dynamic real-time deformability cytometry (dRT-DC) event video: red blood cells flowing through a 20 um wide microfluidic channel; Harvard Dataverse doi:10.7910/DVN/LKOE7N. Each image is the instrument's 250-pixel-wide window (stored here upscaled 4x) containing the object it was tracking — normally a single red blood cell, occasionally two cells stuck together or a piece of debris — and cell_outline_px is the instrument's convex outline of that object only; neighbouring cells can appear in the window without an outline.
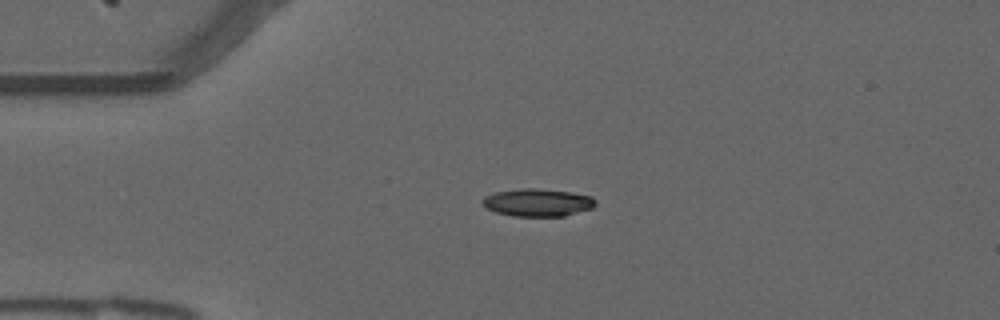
{"species": "common noctule bat (a hibernating species)", "species_latin": "Nyctalus noctula", "temperature_condition": "warm", "stored_images_in_passage": 43, "camera_frame_rate_fps": 3000, "um_per_image_px": 0.085, "animal": {"sex": "male", "forearm_length_mm": 52.5}, "frame": {"image": 1, "passage_image": 1, "time_ms": 0.0, "image_size_px": [1000, 320], "cell_outline_px": [[596, 204], [592, 208], [564, 216], [512, 216], [496, 212], [488, 208], [480, 200], [484, 196], [496, 192], [524, 188], [532, 188], [572, 192], [592, 196], [596, 200]], "centroid_in_image_um": [45.72, 17.21], "position_along_channel_um": 39.3, "area_um2": 18.15}}
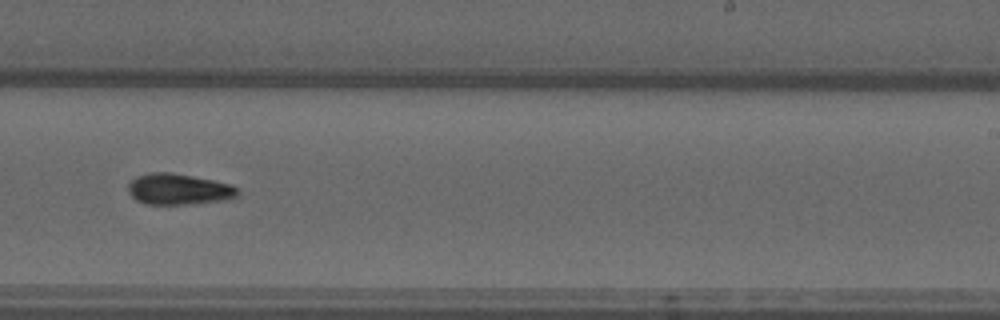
{"frame": {"image": 2, "passage_image": 22, "time_ms": 7.0, "image_size_px": [1000, 320], "cell_outline_px": [[236, 196], [228, 200], [184, 204], [144, 204], [136, 200], [128, 192], [128, 184], [136, 176], [148, 172], [172, 172], [232, 184], [236, 188]], "centroid_in_image_um": [15.14, 16.07], "position_along_channel_um": 273.9, "area_um2": 19.77}}
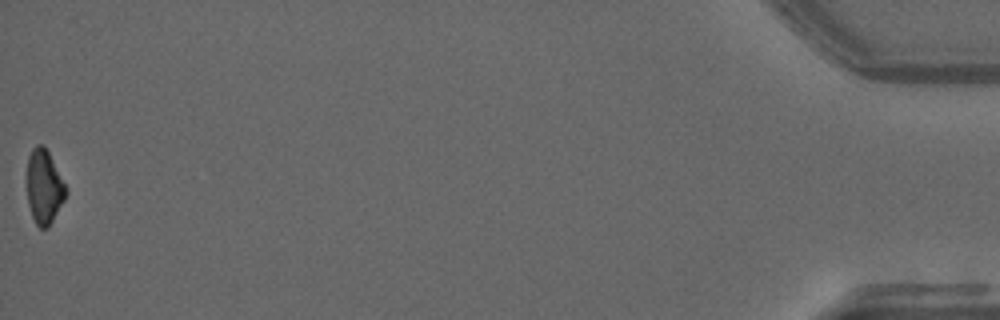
{"frame": {"image": 3, "passage_image": 43, "time_ms": 14.0, "image_size_px": [1000, 320], "cell_outline_px": [[68, 192], [64, 200], [48, 228], [40, 228], [36, 224], [32, 216], [28, 204], [24, 176], [28, 156], [32, 148], [36, 144], [44, 144], [68, 188]], "centroid_in_image_um": [3.71, 15.84], "position_along_channel_um": 431.5, "area_um2": 17.51}, "authors_computed_cell_mechanics": {"area_um2": 18.496, "velocity_mm_per_s": 3.7418, "shape_relaxation_time_tau1_ms": 7.4301, "shape_relaxation_time_tau2_ms": null, "deformation_change_tau1": 0.2171, "deformation_change_tau2": null}}